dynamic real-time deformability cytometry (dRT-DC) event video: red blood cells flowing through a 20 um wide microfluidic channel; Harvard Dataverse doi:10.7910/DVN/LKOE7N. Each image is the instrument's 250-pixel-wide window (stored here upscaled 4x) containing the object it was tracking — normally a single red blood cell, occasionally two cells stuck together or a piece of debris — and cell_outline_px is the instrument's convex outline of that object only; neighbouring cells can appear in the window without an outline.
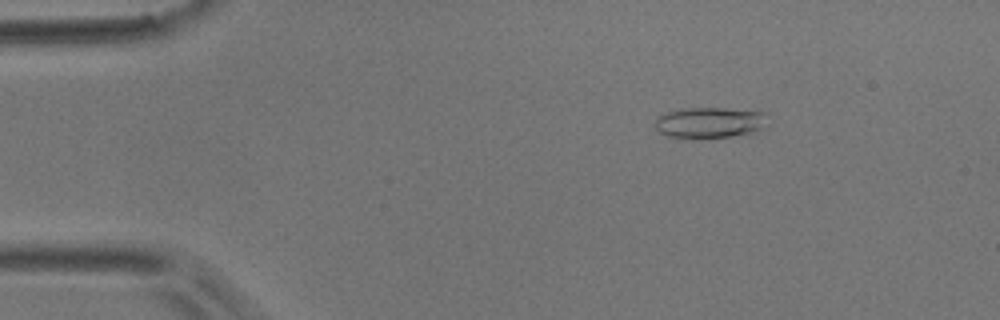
{"species": "common noctule bat (a hibernating species)", "species_latin": "Nyctalus noctula", "temperature_condition": "room temperature", "stored_images_in_passage": 5, "camera_frame_rate_fps": 3000, "um_per_image_px": 0.085, "animal": {"sex": "male", "body_mass_g": 17.9}, "frame": {"image": 1, "passage_image": 5, "time_ms": 6.0, "image_size_px": [1000, 320], "cell_outline_px": [[768, 112], [760, 128], [748, 136], [668, 136], [660, 132], [656, 128], [656, 116], [680, 108], [724, 108]], "centroid_in_image_um": [60.34, 10.39], "position_along_channel_um": 24.7, "area_um2": 19.77}}